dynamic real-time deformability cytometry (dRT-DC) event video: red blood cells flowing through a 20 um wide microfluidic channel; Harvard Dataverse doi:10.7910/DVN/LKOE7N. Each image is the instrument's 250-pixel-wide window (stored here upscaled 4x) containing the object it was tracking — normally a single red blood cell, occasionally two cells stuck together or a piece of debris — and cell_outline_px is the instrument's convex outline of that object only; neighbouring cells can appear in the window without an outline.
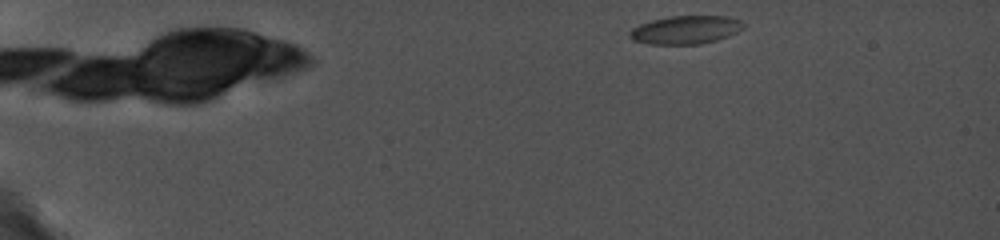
{"species": "common noctule bat (a hibernating species)", "species_latin": "Nyctalus noctula", "temperature_condition": "cold", "stored_images_in_passage": 34, "camera_frame_rate_fps": 5000, "um_per_image_px": 0.085, "animal": {"sex": "female", "body_mass_g": 19.0, "forearm_length_mm": 56.7}, "frame": {"image": 1, "passage_image": 2, "time_ms": 0.8, "image_size_px": [1000, 240], "cell_outline_px": [[744, 28], [728, 36], [716, 40], [700, 44], [648, 44], [632, 40], [628, 36], [628, 32], [632, 28], [640, 24], [652, 20], [668, 16], [728, 16], [740, 20], [744, 24]], "centroid_in_image_um": [58.25, 2.53], "position_along_channel_um": 26.7, "area_um2": 18.84}}
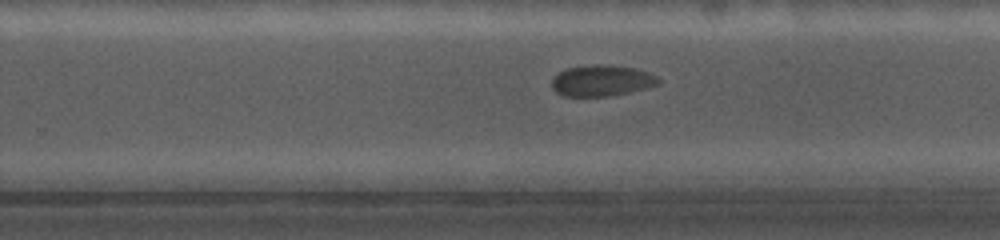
{"frame": {"image": 2, "passage_image": 21, "time_ms": 11.0, "image_size_px": [1000, 240], "cell_outline_px": [[660, 84], [628, 92], [608, 96], [560, 96], [552, 88], [552, 80], [560, 72], [568, 68], [596, 64], [608, 64], [636, 68], [648, 72], [656, 76], [660, 80]], "centroid_in_image_um": [51.15, 6.85], "position_along_channel_um": 278.7, "area_um2": 19.25}}
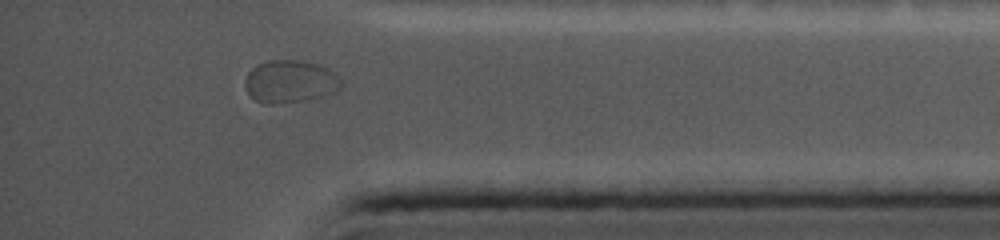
{"frame": {"image": 3, "passage_image": 31, "time_ms": 14.6, "image_size_px": [1000, 240], "cell_outline_px": [[344, 84], [336, 92], [324, 96], [308, 100], [272, 104], [264, 104], [248, 96], [244, 88], [244, 80], [248, 72], [256, 64], [268, 60], [300, 60], [320, 64], [328, 68], [340, 76], [344, 80]], "centroid_in_image_um": [24.68, 6.93], "position_along_channel_um": 410.5, "area_um2": 24.68}}